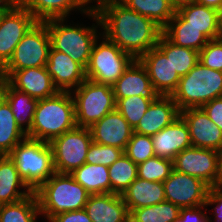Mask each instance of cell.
Returning <instances> with one entry per match:
<instances>
[{"label":"cell","instance_id":"obj_5","mask_svg":"<svg viewBox=\"0 0 222 222\" xmlns=\"http://www.w3.org/2000/svg\"><path fill=\"white\" fill-rule=\"evenodd\" d=\"M19 176L35 192L54 173L53 151L48 142L26 137L8 154Z\"/></svg>","mask_w":222,"mask_h":222},{"label":"cell","instance_id":"obj_2","mask_svg":"<svg viewBox=\"0 0 222 222\" xmlns=\"http://www.w3.org/2000/svg\"><path fill=\"white\" fill-rule=\"evenodd\" d=\"M89 18H94L96 22L90 27H81L79 24L68 25L67 18H56L44 21L47 24L51 48L61 51L70 56L75 62L79 63L84 69L88 66L91 50L94 42L101 36L98 26L101 21L97 11L94 9L86 13ZM66 22V24L64 23ZM98 33V34H97ZM100 34V35H99Z\"/></svg>","mask_w":222,"mask_h":222},{"label":"cell","instance_id":"obj_35","mask_svg":"<svg viewBox=\"0 0 222 222\" xmlns=\"http://www.w3.org/2000/svg\"><path fill=\"white\" fill-rule=\"evenodd\" d=\"M181 208L164 201L155 205L133 209L129 222H173L180 215Z\"/></svg>","mask_w":222,"mask_h":222},{"label":"cell","instance_id":"obj_39","mask_svg":"<svg viewBox=\"0 0 222 222\" xmlns=\"http://www.w3.org/2000/svg\"><path fill=\"white\" fill-rule=\"evenodd\" d=\"M123 153L124 151L118 147L101 145L92 141L86 155L85 163L102 164L109 167Z\"/></svg>","mask_w":222,"mask_h":222},{"label":"cell","instance_id":"obj_16","mask_svg":"<svg viewBox=\"0 0 222 222\" xmlns=\"http://www.w3.org/2000/svg\"><path fill=\"white\" fill-rule=\"evenodd\" d=\"M45 67L60 92H71L86 80L85 69L79 63L52 48Z\"/></svg>","mask_w":222,"mask_h":222},{"label":"cell","instance_id":"obj_31","mask_svg":"<svg viewBox=\"0 0 222 222\" xmlns=\"http://www.w3.org/2000/svg\"><path fill=\"white\" fill-rule=\"evenodd\" d=\"M156 46L167 58H170L171 65L180 78L186 75L199 62V52L177 46L163 34L160 36Z\"/></svg>","mask_w":222,"mask_h":222},{"label":"cell","instance_id":"obj_14","mask_svg":"<svg viewBox=\"0 0 222 222\" xmlns=\"http://www.w3.org/2000/svg\"><path fill=\"white\" fill-rule=\"evenodd\" d=\"M185 121L192 147L222 150V131L201 108H187L180 111Z\"/></svg>","mask_w":222,"mask_h":222},{"label":"cell","instance_id":"obj_30","mask_svg":"<svg viewBox=\"0 0 222 222\" xmlns=\"http://www.w3.org/2000/svg\"><path fill=\"white\" fill-rule=\"evenodd\" d=\"M26 137L17 125L10 105L3 98L0 101V156L8 155Z\"/></svg>","mask_w":222,"mask_h":222},{"label":"cell","instance_id":"obj_45","mask_svg":"<svg viewBox=\"0 0 222 222\" xmlns=\"http://www.w3.org/2000/svg\"><path fill=\"white\" fill-rule=\"evenodd\" d=\"M197 4L213 8L222 13V0H193Z\"/></svg>","mask_w":222,"mask_h":222},{"label":"cell","instance_id":"obj_51","mask_svg":"<svg viewBox=\"0 0 222 222\" xmlns=\"http://www.w3.org/2000/svg\"><path fill=\"white\" fill-rule=\"evenodd\" d=\"M4 75L2 73V69L0 68V90L2 89V85H3V82H4Z\"/></svg>","mask_w":222,"mask_h":222},{"label":"cell","instance_id":"obj_17","mask_svg":"<svg viewBox=\"0 0 222 222\" xmlns=\"http://www.w3.org/2000/svg\"><path fill=\"white\" fill-rule=\"evenodd\" d=\"M89 129L93 142L118 147L123 151L134 132V129L117 110L105 115Z\"/></svg>","mask_w":222,"mask_h":222},{"label":"cell","instance_id":"obj_10","mask_svg":"<svg viewBox=\"0 0 222 222\" xmlns=\"http://www.w3.org/2000/svg\"><path fill=\"white\" fill-rule=\"evenodd\" d=\"M92 141L90 129L79 126L54 138L49 144L53 151L55 172L70 174L85 164Z\"/></svg>","mask_w":222,"mask_h":222},{"label":"cell","instance_id":"obj_23","mask_svg":"<svg viewBox=\"0 0 222 222\" xmlns=\"http://www.w3.org/2000/svg\"><path fill=\"white\" fill-rule=\"evenodd\" d=\"M115 98L158 96L153 89L147 70L135 59L122 76L112 85Z\"/></svg>","mask_w":222,"mask_h":222},{"label":"cell","instance_id":"obj_42","mask_svg":"<svg viewBox=\"0 0 222 222\" xmlns=\"http://www.w3.org/2000/svg\"><path fill=\"white\" fill-rule=\"evenodd\" d=\"M215 205L214 210L215 221H219V217H222V188L217 186H209L208 194L206 196L205 207Z\"/></svg>","mask_w":222,"mask_h":222},{"label":"cell","instance_id":"obj_44","mask_svg":"<svg viewBox=\"0 0 222 222\" xmlns=\"http://www.w3.org/2000/svg\"><path fill=\"white\" fill-rule=\"evenodd\" d=\"M49 222H92L84 209L54 216Z\"/></svg>","mask_w":222,"mask_h":222},{"label":"cell","instance_id":"obj_26","mask_svg":"<svg viewBox=\"0 0 222 222\" xmlns=\"http://www.w3.org/2000/svg\"><path fill=\"white\" fill-rule=\"evenodd\" d=\"M162 34L175 45L197 52H200L209 42V39L199 29L187 25V21L177 11L163 27Z\"/></svg>","mask_w":222,"mask_h":222},{"label":"cell","instance_id":"obj_43","mask_svg":"<svg viewBox=\"0 0 222 222\" xmlns=\"http://www.w3.org/2000/svg\"><path fill=\"white\" fill-rule=\"evenodd\" d=\"M201 108L222 131V97L214 98Z\"/></svg>","mask_w":222,"mask_h":222},{"label":"cell","instance_id":"obj_24","mask_svg":"<svg viewBox=\"0 0 222 222\" xmlns=\"http://www.w3.org/2000/svg\"><path fill=\"white\" fill-rule=\"evenodd\" d=\"M121 196L129 213L133 209L155 205L166 200L163 182L147 181L139 177L129 185Z\"/></svg>","mask_w":222,"mask_h":222},{"label":"cell","instance_id":"obj_25","mask_svg":"<svg viewBox=\"0 0 222 222\" xmlns=\"http://www.w3.org/2000/svg\"><path fill=\"white\" fill-rule=\"evenodd\" d=\"M32 193L9 156H0V205L16 203Z\"/></svg>","mask_w":222,"mask_h":222},{"label":"cell","instance_id":"obj_46","mask_svg":"<svg viewBox=\"0 0 222 222\" xmlns=\"http://www.w3.org/2000/svg\"><path fill=\"white\" fill-rule=\"evenodd\" d=\"M214 186L222 188V150L218 154V164H217V176L214 182Z\"/></svg>","mask_w":222,"mask_h":222},{"label":"cell","instance_id":"obj_41","mask_svg":"<svg viewBox=\"0 0 222 222\" xmlns=\"http://www.w3.org/2000/svg\"><path fill=\"white\" fill-rule=\"evenodd\" d=\"M204 207L205 205L181 208L180 215L173 222H212V217L205 214L208 208H205V212L201 211Z\"/></svg>","mask_w":222,"mask_h":222},{"label":"cell","instance_id":"obj_37","mask_svg":"<svg viewBox=\"0 0 222 222\" xmlns=\"http://www.w3.org/2000/svg\"><path fill=\"white\" fill-rule=\"evenodd\" d=\"M173 169V161L154 156L137 165V175L147 181L164 182Z\"/></svg>","mask_w":222,"mask_h":222},{"label":"cell","instance_id":"obj_32","mask_svg":"<svg viewBox=\"0 0 222 222\" xmlns=\"http://www.w3.org/2000/svg\"><path fill=\"white\" fill-rule=\"evenodd\" d=\"M128 8L164 27L175 14V7L168 0H120Z\"/></svg>","mask_w":222,"mask_h":222},{"label":"cell","instance_id":"obj_36","mask_svg":"<svg viewBox=\"0 0 222 222\" xmlns=\"http://www.w3.org/2000/svg\"><path fill=\"white\" fill-rule=\"evenodd\" d=\"M157 96H131L127 98H115L116 110L135 129L146 110Z\"/></svg>","mask_w":222,"mask_h":222},{"label":"cell","instance_id":"obj_7","mask_svg":"<svg viewBox=\"0 0 222 222\" xmlns=\"http://www.w3.org/2000/svg\"><path fill=\"white\" fill-rule=\"evenodd\" d=\"M71 95L74 100L76 124L90 128L108 113L116 110L112 86L86 79Z\"/></svg>","mask_w":222,"mask_h":222},{"label":"cell","instance_id":"obj_34","mask_svg":"<svg viewBox=\"0 0 222 222\" xmlns=\"http://www.w3.org/2000/svg\"><path fill=\"white\" fill-rule=\"evenodd\" d=\"M111 193L122 195L129 185L138 177L137 164L123 153L108 167Z\"/></svg>","mask_w":222,"mask_h":222},{"label":"cell","instance_id":"obj_9","mask_svg":"<svg viewBox=\"0 0 222 222\" xmlns=\"http://www.w3.org/2000/svg\"><path fill=\"white\" fill-rule=\"evenodd\" d=\"M50 49L47 24L37 21L17 44L11 59L2 68L4 79L16 70L45 66Z\"/></svg>","mask_w":222,"mask_h":222},{"label":"cell","instance_id":"obj_38","mask_svg":"<svg viewBox=\"0 0 222 222\" xmlns=\"http://www.w3.org/2000/svg\"><path fill=\"white\" fill-rule=\"evenodd\" d=\"M124 153L137 165L154 157L151 136L133 132Z\"/></svg>","mask_w":222,"mask_h":222},{"label":"cell","instance_id":"obj_21","mask_svg":"<svg viewBox=\"0 0 222 222\" xmlns=\"http://www.w3.org/2000/svg\"><path fill=\"white\" fill-rule=\"evenodd\" d=\"M92 222H129L130 213L119 194H90L84 207Z\"/></svg>","mask_w":222,"mask_h":222},{"label":"cell","instance_id":"obj_6","mask_svg":"<svg viewBox=\"0 0 222 222\" xmlns=\"http://www.w3.org/2000/svg\"><path fill=\"white\" fill-rule=\"evenodd\" d=\"M171 97L180 111L202 107L214 98L222 97V72L198 62L180 78Z\"/></svg>","mask_w":222,"mask_h":222},{"label":"cell","instance_id":"obj_8","mask_svg":"<svg viewBox=\"0 0 222 222\" xmlns=\"http://www.w3.org/2000/svg\"><path fill=\"white\" fill-rule=\"evenodd\" d=\"M100 38L102 41H99ZM134 60L130 54L101 34L92 47L85 69L86 79L112 86Z\"/></svg>","mask_w":222,"mask_h":222},{"label":"cell","instance_id":"obj_27","mask_svg":"<svg viewBox=\"0 0 222 222\" xmlns=\"http://www.w3.org/2000/svg\"><path fill=\"white\" fill-rule=\"evenodd\" d=\"M187 25L199 29L209 40L215 39L221 12L207 6L188 2L176 9Z\"/></svg>","mask_w":222,"mask_h":222},{"label":"cell","instance_id":"obj_20","mask_svg":"<svg viewBox=\"0 0 222 222\" xmlns=\"http://www.w3.org/2000/svg\"><path fill=\"white\" fill-rule=\"evenodd\" d=\"M155 156L173 161L178 153L192 147L185 121L179 116L173 123L151 136Z\"/></svg>","mask_w":222,"mask_h":222},{"label":"cell","instance_id":"obj_47","mask_svg":"<svg viewBox=\"0 0 222 222\" xmlns=\"http://www.w3.org/2000/svg\"><path fill=\"white\" fill-rule=\"evenodd\" d=\"M12 5L5 1V0H0V22L3 17V15L6 13V11L11 7Z\"/></svg>","mask_w":222,"mask_h":222},{"label":"cell","instance_id":"obj_13","mask_svg":"<svg viewBox=\"0 0 222 222\" xmlns=\"http://www.w3.org/2000/svg\"><path fill=\"white\" fill-rule=\"evenodd\" d=\"M218 154L219 151L213 149L190 147L176 155L173 168L213 186L217 176Z\"/></svg>","mask_w":222,"mask_h":222},{"label":"cell","instance_id":"obj_50","mask_svg":"<svg viewBox=\"0 0 222 222\" xmlns=\"http://www.w3.org/2000/svg\"><path fill=\"white\" fill-rule=\"evenodd\" d=\"M9 2L11 5H23L26 0H5Z\"/></svg>","mask_w":222,"mask_h":222},{"label":"cell","instance_id":"obj_4","mask_svg":"<svg viewBox=\"0 0 222 222\" xmlns=\"http://www.w3.org/2000/svg\"><path fill=\"white\" fill-rule=\"evenodd\" d=\"M40 216L49 222L58 214L84 209L90 193L70 174L54 173L35 192Z\"/></svg>","mask_w":222,"mask_h":222},{"label":"cell","instance_id":"obj_3","mask_svg":"<svg viewBox=\"0 0 222 222\" xmlns=\"http://www.w3.org/2000/svg\"><path fill=\"white\" fill-rule=\"evenodd\" d=\"M75 106L70 92L39 99L28 138L50 143L54 138L75 128Z\"/></svg>","mask_w":222,"mask_h":222},{"label":"cell","instance_id":"obj_53","mask_svg":"<svg viewBox=\"0 0 222 222\" xmlns=\"http://www.w3.org/2000/svg\"><path fill=\"white\" fill-rule=\"evenodd\" d=\"M217 222H222V217H219V221H217Z\"/></svg>","mask_w":222,"mask_h":222},{"label":"cell","instance_id":"obj_19","mask_svg":"<svg viewBox=\"0 0 222 222\" xmlns=\"http://www.w3.org/2000/svg\"><path fill=\"white\" fill-rule=\"evenodd\" d=\"M180 116V110L171 96L158 95L150 104L134 132L153 136Z\"/></svg>","mask_w":222,"mask_h":222},{"label":"cell","instance_id":"obj_22","mask_svg":"<svg viewBox=\"0 0 222 222\" xmlns=\"http://www.w3.org/2000/svg\"><path fill=\"white\" fill-rule=\"evenodd\" d=\"M93 0H26L23 6L37 21L66 18L72 10H79L83 14L95 8ZM89 5V6H88Z\"/></svg>","mask_w":222,"mask_h":222},{"label":"cell","instance_id":"obj_33","mask_svg":"<svg viewBox=\"0 0 222 222\" xmlns=\"http://www.w3.org/2000/svg\"><path fill=\"white\" fill-rule=\"evenodd\" d=\"M38 216L40 211L34 192L16 203L0 205V222H37Z\"/></svg>","mask_w":222,"mask_h":222},{"label":"cell","instance_id":"obj_52","mask_svg":"<svg viewBox=\"0 0 222 222\" xmlns=\"http://www.w3.org/2000/svg\"><path fill=\"white\" fill-rule=\"evenodd\" d=\"M3 99L2 89L0 90V101Z\"/></svg>","mask_w":222,"mask_h":222},{"label":"cell","instance_id":"obj_49","mask_svg":"<svg viewBox=\"0 0 222 222\" xmlns=\"http://www.w3.org/2000/svg\"><path fill=\"white\" fill-rule=\"evenodd\" d=\"M174 7L175 9H177L178 7L188 3V2H191L193 0H168Z\"/></svg>","mask_w":222,"mask_h":222},{"label":"cell","instance_id":"obj_40","mask_svg":"<svg viewBox=\"0 0 222 222\" xmlns=\"http://www.w3.org/2000/svg\"><path fill=\"white\" fill-rule=\"evenodd\" d=\"M199 62L207 68L222 72V43L216 39L209 40L199 52Z\"/></svg>","mask_w":222,"mask_h":222},{"label":"cell","instance_id":"obj_11","mask_svg":"<svg viewBox=\"0 0 222 222\" xmlns=\"http://www.w3.org/2000/svg\"><path fill=\"white\" fill-rule=\"evenodd\" d=\"M37 22L23 5H12L0 22V68L11 59L14 50L28 30Z\"/></svg>","mask_w":222,"mask_h":222},{"label":"cell","instance_id":"obj_29","mask_svg":"<svg viewBox=\"0 0 222 222\" xmlns=\"http://www.w3.org/2000/svg\"><path fill=\"white\" fill-rule=\"evenodd\" d=\"M70 175L90 194L111 193L108 167L102 164L85 163Z\"/></svg>","mask_w":222,"mask_h":222},{"label":"cell","instance_id":"obj_18","mask_svg":"<svg viewBox=\"0 0 222 222\" xmlns=\"http://www.w3.org/2000/svg\"><path fill=\"white\" fill-rule=\"evenodd\" d=\"M6 81L13 88L38 100L52 97L59 92L45 66L16 70Z\"/></svg>","mask_w":222,"mask_h":222},{"label":"cell","instance_id":"obj_12","mask_svg":"<svg viewBox=\"0 0 222 222\" xmlns=\"http://www.w3.org/2000/svg\"><path fill=\"white\" fill-rule=\"evenodd\" d=\"M163 185L166 201L180 208L205 205L209 186L199 178L173 169Z\"/></svg>","mask_w":222,"mask_h":222},{"label":"cell","instance_id":"obj_48","mask_svg":"<svg viewBox=\"0 0 222 222\" xmlns=\"http://www.w3.org/2000/svg\"><path fill=\"white\" fill-rule=\"evenodd\" d=\"M219 43H222V13L219 17L218 21V30H217V35L215 38Z\"/></svg>","mask_w":222,"mask_h":222},{"label":"cell","instance_id":"obj_15","mask_svg":"<svg viewBox=\"0 0 222 222\" xmlns=\"http://www.w3.org/2000/svg\"><path fill=\"white\" fill-rule=\"evenodd\" d=\"M147 70L157 95L171 96L180 77L171 65L170 58L157 47H153L138 59Z\"/></svg>","mask_w":222,"mask_h":222},{"label":"cell","instance_id":"obj_1","mask_svg":"<svg viewBox=\"0 0 222 222\" xmlns=\"http://www.w3.org/2000/svg\"><path fill=\"white\" fill-rule=\"evenodd\" d=\"M97 11L103 32L121 50L139 59L155 47L163 28L152 19L128 8L120 0H97Z\"/></svg>","mask_w":222,"mask_h":222},{"label":"cell","instance_id":"obj_28","mask_svg":"<svg viewBox=\"0 0 222 222\" xmlns=\"http://www.w3.org/2000/svg\"><path fill=\"white\" fill-rule=\"evenodd\" d=\"M2 95L11 107L17 125L27 134L32 127L38 99L13 88L6 80L2 85Z\"/></svg>","mask_w":222,"mask_h":222}]
</instances>
